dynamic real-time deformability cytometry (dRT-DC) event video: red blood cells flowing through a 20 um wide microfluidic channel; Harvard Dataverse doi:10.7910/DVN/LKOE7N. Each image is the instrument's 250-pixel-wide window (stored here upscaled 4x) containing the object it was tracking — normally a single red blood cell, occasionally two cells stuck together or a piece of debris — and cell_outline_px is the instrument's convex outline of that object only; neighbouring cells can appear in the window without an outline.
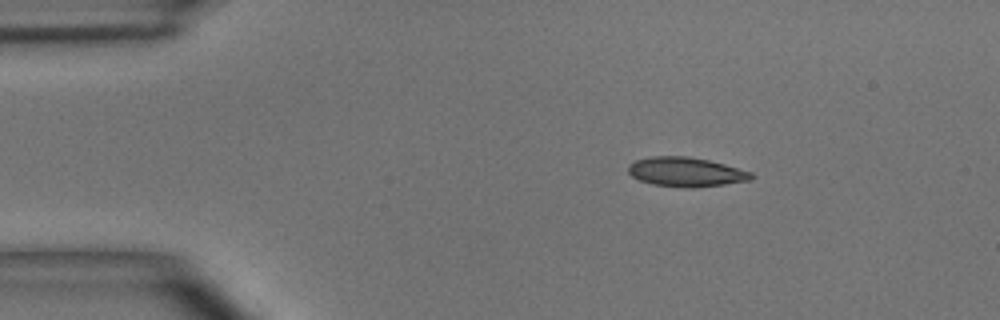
{"species": "common noctule bat (a hibernating species)", "species_latin": "Nyctalus noctula", "temperature_condition": "room temperature", "stored_images_in_passage": 2, "camera_frame_rate_fps": 3000, "um_per_image_px": 0.085, "animal": {"sex": "male", "body_mass_g": 15.6}, "frame": {"image": 1, "passage_image": 1, "time_ms": 0.0, "image_size_px": [1000, 320], "cell_outline_px": [[756, 176], [752, 180], [724, 184], [692, 188], [684, 188], [652, 184], [640, 180], [632, 176], [628, 172], [628, 164], [636, 160], [652, 156], [688, 156], [708, 160], [724, 164], [752, 172]], "centroid_in_image_um": [58.32, 14.62], "position_along_channel_um": 26.7, "area_um2": 21.15}}